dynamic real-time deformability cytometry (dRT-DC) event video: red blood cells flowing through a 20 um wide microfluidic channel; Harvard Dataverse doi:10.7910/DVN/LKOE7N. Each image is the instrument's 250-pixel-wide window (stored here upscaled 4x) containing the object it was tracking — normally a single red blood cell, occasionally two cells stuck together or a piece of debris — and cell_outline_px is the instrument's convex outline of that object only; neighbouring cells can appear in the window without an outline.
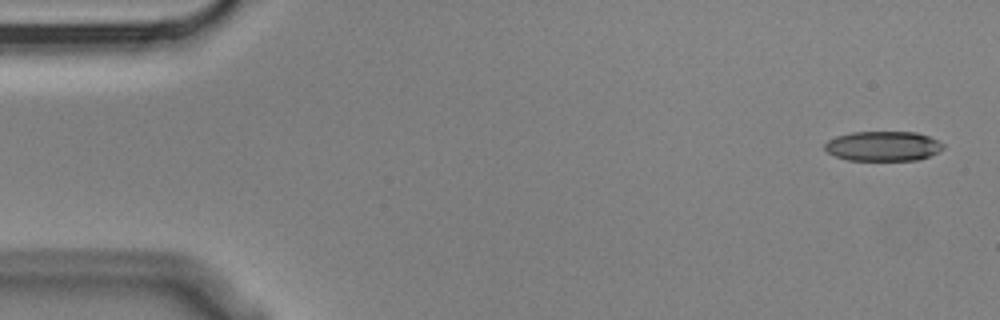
{"species": "Egyptian fruit bat (a non-hibernating species)", "species_latin": "Rousettus aegyptiacus", "temperature_condition": "cold", "stored_images_in_passage": 5, "camera_frame_rate_fps": 3000, "um_per_image_px": 0.085, "animal": {"sex": "male"}, "frame": {"image": 1, "passage_image": 1, "time_ms": 0.0, "image_size_px": [1000, 320], "cell_outline_px": [[944, 148], [928, 156], [916, 160], [848, 160], [836, 156], [828, 152], [824, 148], [824, 144], [828, 140], [836, 136], [852, 132], [916, 132], [928, 136], [944, 144]], "centroid_in_image_um": [75.04, 12.41], "position_along_channel_um": 10.0, "area_um2": 20.4}}
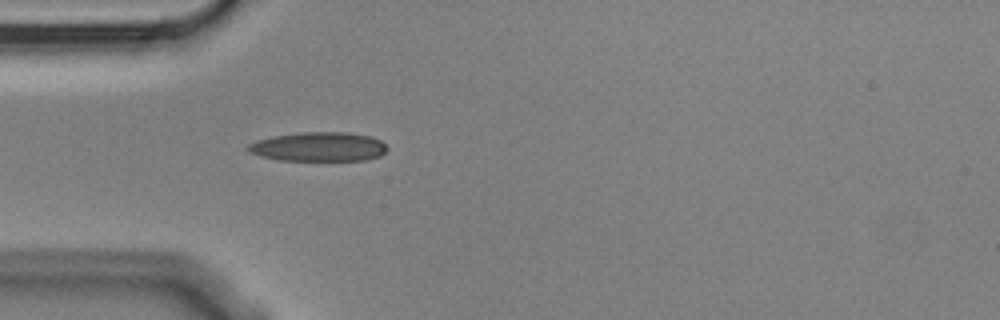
{"frame": {"image": 2, "passage_image": 5, "time_ms": 1.333, "image_size_px": [1000, 320], "cell_outline_px": [[388, 148], [380, 156], [364, 160], [280, 160], [260, 156], [248, 152], [244, 148], [248, 144], [256, 140], [276, 136], [304, 132], [344, 132], [372, 136], [380, 140]], "centroid_in_image_um": [27.06, 12.47], "position_along_channel_um": 57.9, "area_um2": 23.64}}